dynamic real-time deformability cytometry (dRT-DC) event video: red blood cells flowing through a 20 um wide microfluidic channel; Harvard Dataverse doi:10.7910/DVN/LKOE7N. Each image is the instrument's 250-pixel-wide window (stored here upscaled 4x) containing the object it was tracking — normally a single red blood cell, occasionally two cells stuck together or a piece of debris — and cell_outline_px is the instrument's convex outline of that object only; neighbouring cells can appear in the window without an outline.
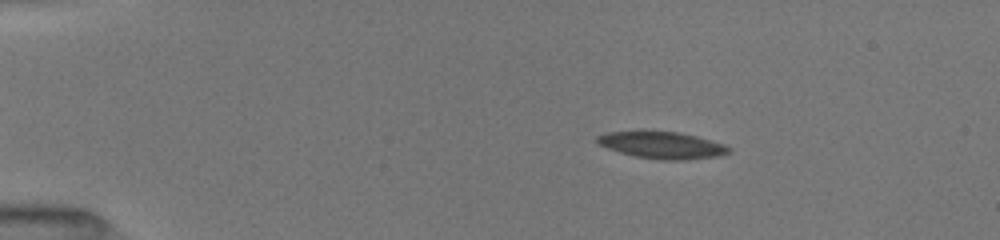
{"species": "common noctule bat (a hibernating species)", "species_latin": "Nyctalus noctula", "temperature_condition": "room temperature", "stored_images_in_passage": 52, "camera_frame_rate_fps": 3000, "um_per_image_px": 0.085, "animal": {"sex": "female", "body_mass_g": 19.5, "forearm_length_mm": 54.1}, "frame": {"image": 1, "passage_image": 9, "time_ms": 2.667, "image_size_px": [1000, 240], "cell_outline_px": [[732, 152], [720, 156], [684, 160], [660, 160], [636, 156], [620, 152], [608, 148], [600, 144], [596, 140], [596, 136], [608, 132], [676, 132], [696, 136], [724, 144], [732, 148]], "centroid_in_image_um": [56.35, 12.36], "position_along_channel_um": 28.7, "area_um2": 20.35}}
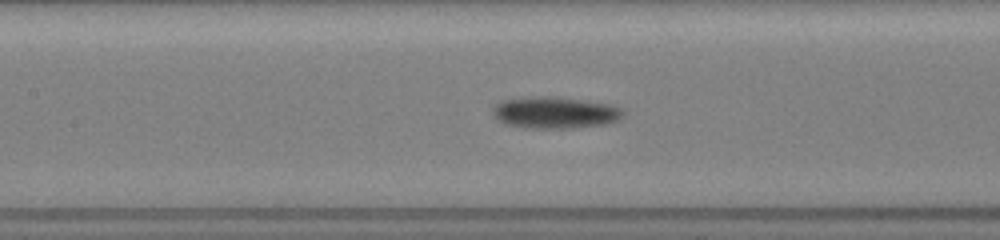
{"frame": {"image": 2, "passage_image": 25, "time_ms": 8.0, "image_size_px": [1000, 240], "cell_outline_px": [[624, 116], [620, 120], [608, 124], [572, 128], [524, 128], [508, 124], [500, 120], [492, 112], [492, 108], [496, 104], [504, 100], [540, 96], [552, 96], [584, 100], [608, 104], [620, 108], [624, 112]], "centroid_in_image_um": [47.23, 9.58], "position_along_channel_um": 160.2, "area_um2": 23.99}}
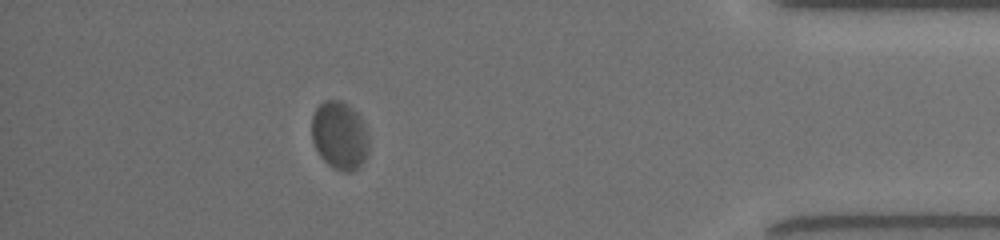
{"frame": {"image": 3, "passage_image": 47, "time_ms": 15.333, "image_size_px": [1000, 240], "cell_outline_px": [[368, 152], [360, 168], [352, 172], [344, 172], [332, 168], [320, 156], [312, 140], [312, 116], [316, 108], [324, 100], [340, 100], [348, 104], [360, 116], [368, 140]], "centroid_in_image_um": [28.86, 11.54], "position_along_channel_um": 406.3, "area_um2": 22.72}, "authors_computed_cell_mechanics": {"area_um2": 22.1374, "velocity_mm_per_s": 3.9022, "shape_relaxation_time_tau1_ms": 4.476, "shape_relaxation_time_tau2_ms": null, "deformation_change_tau1": 0.0929, "deformation_change_tau2": null}}